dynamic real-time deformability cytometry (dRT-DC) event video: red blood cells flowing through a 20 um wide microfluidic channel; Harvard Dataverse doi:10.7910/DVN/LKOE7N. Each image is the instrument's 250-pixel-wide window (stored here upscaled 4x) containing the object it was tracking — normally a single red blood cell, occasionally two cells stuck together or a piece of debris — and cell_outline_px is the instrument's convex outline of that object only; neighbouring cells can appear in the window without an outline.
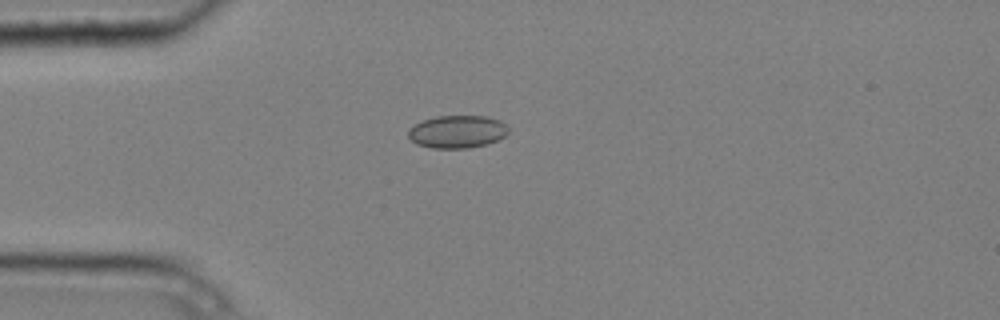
{"species": "common noctule bat (a hibernating species)", "species_latin": "Nyctalus noctula", "temperature_condition": "cold", "stored_images_in_passage": 1, "camera_frame_rate_fps": 3000, "um_per_image_px": 0.085, "animal": {"sex": "male", "body_mass_g": 20.4}, "frame": {"image": 1, "passage_image": 1, "time_ms": 0.0, "image_size_px": [1000, 320], "cell_outline_px": [[508, 132], [504, 136], [496, 140], [484, 144], [468, 148], [432, 148], [416, 144], [408, 136], [408, 128], [424, 120], [436, 116], [488, 116], [500, 120], [508, 128]], "centroid_in_image_um": [38.85, 11.19], "position_along_channel_um": 46.2, "area_um2": 18.96}}